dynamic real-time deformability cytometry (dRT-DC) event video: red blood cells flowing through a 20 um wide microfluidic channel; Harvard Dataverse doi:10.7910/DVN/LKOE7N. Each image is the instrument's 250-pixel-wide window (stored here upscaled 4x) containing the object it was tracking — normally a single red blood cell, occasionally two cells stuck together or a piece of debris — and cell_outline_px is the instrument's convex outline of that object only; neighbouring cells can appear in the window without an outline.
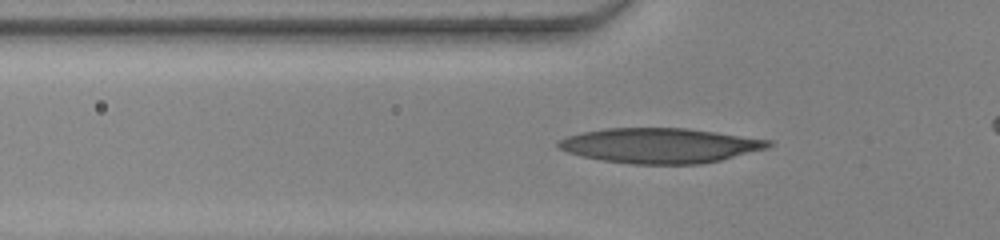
{"species": "human", "species_latin": "Homo sapiens", "temperature_condition": "warm", "stored_images_in_passage": 41, "camera_frame_rate_fps": 3000, "um_per_image_px": 0.085, "donor": {"sex": "female"}, "frame": {"image": 1, "passage_image": 11, "time_ms": 3.333, "image_size_px": [1000, 240], "cell_outline_px": [[776, 144], [768, 148], [720, 160], [700, 164], [632, 164], [600, 160], [568, 152], [560, 148], [556, 144], [556, 140], [568, 136], [584, 132], [604, 128], [688, 128], [772, 140]], "centroid_in_image_um": [56.13, 12.37], "position_along_channel_um": 69.7, "area_um2": 42.89}}
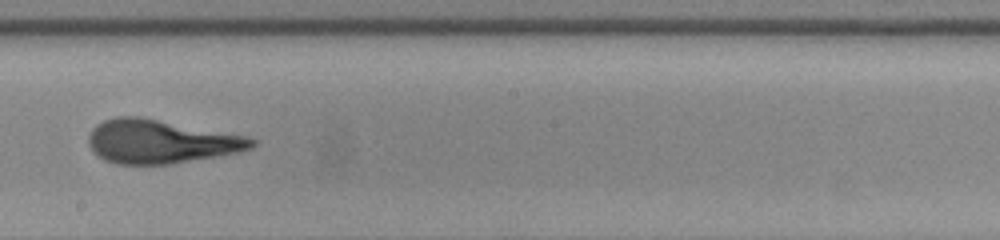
{"frame": {"image": 2, "passage_image": 24, "time_ms": 7.667, "image_size_px": [1000, 240], "cell_outline_px": [[256, 144], [252, 148], [236, 152], [216, 156], [168, 164], [116, 164], [104, 160], [96, 156], [92, 152], [88, 144], [88, 132], [96, 124], [104, 120], [116, 116], [140, 116], [248, 136], [256, 140]], "centroid_in_image_um": [13.6, 12.02], "position_along_channel_um": 234.6, "area_um2": 41.73}}
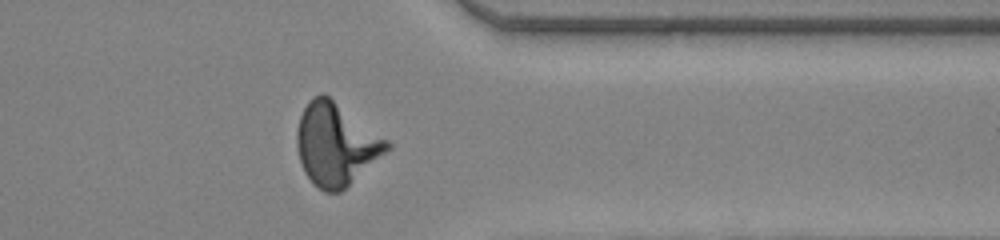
{"frame": {"image": 3, "passage_image": 36, "time_ms": 11.667, "image_size_px": [1000, 240], "cell_outline_px": [[392, 148], [340, 192], [324, 192], [312, 184], [304, 172], [300, 160], [296, 144], [296, 132], [300, 116], [308, 100], [312, 96], [324, 92], [388, 140], [392, 144]], "centroid_in_image_um": [28.54, 12.26], "position_along_channel_um": 382.9, "area_um2": 43.29}}